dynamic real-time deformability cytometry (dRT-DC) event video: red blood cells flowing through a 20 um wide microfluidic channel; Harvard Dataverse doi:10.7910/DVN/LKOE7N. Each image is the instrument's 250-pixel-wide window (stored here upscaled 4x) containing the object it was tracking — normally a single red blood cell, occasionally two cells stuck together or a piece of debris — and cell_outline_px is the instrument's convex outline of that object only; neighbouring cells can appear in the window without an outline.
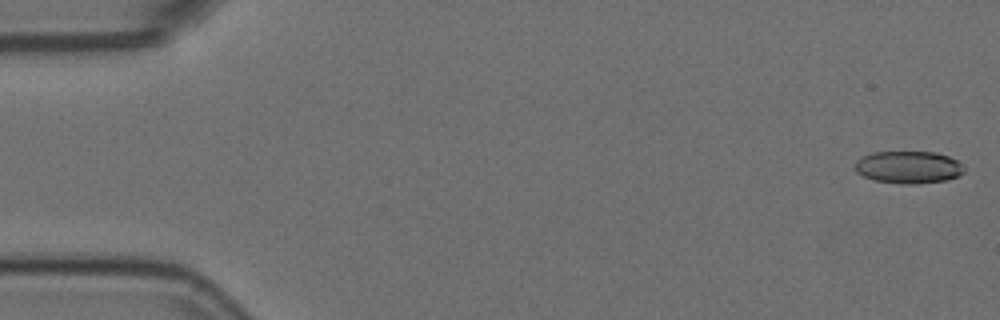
{"species": "Egyptian fruit bat (a non-hibernating species)", "species_latin": "Rousettus aegyptiacus", "temperature_condition": "room temperature", "stored_images_in_passage": 4, "camera_frame_rate_fps": 3000, "um_per_image_px": 0.085, "animal": {"sex": "female"}, "frame": {"image": 1, "passage_image": 1, "time_ms": 0.0, "image_size_px": [1000, 320], "cell_outline_px": [[964, 172], [960, 176], [944, 180], [916, 184], [900, 184], [876, 180], [864, 176], [856, 172], [856, 160], [872, 152], [936, 152], [948, 156], [956, 160], [964, 168]], "centroid_in_image_um": [77.23, 14.21], "position_along_channel_um": 7.8, "area_um2": 20.46}}
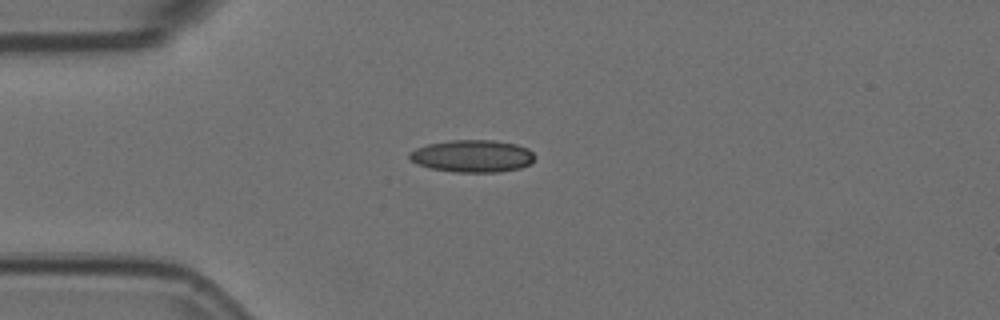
{"frame": {"image": 2, "passage_image": 4, "time_ms": 1.0, "image_size_px": [1000, 320], "cell_outline_px": [[536, 156], [528, 164], [520, 168], [500, 172], [452, 172], [432, 168], [420, 164], [412, 160], [408, 156], [408, 152], [416, 148], [428, 144], [452, 140], [492, 140], [516, 144], [528, 148]], "centroid_in_image_um": [40.16, 13.26], "position_along_channel_um": 44.8, "area_um2": 23.47}}